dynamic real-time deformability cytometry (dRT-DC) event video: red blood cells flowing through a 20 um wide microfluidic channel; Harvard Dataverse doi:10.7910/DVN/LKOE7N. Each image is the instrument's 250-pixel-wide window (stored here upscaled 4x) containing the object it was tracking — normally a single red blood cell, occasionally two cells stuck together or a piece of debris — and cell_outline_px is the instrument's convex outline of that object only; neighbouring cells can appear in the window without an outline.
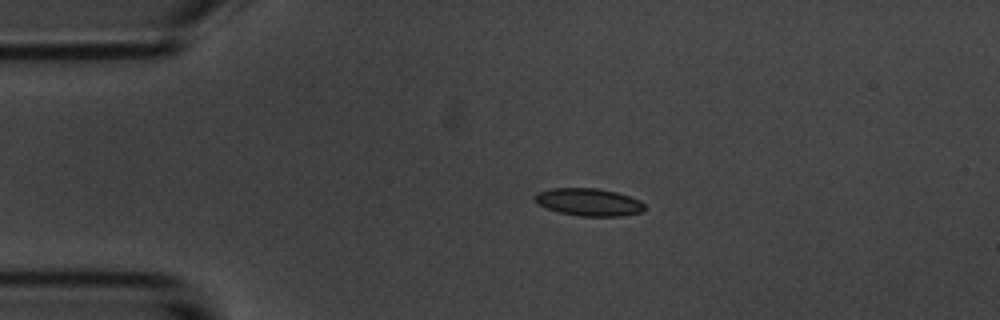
{"species": "common noctule bat (a hibernating species)", "species_latin": "Nyctalus noctula", "temperature_condition": "room temperature", "stored_images_in_passage": 4, "camera_frame_rate_fps": 3000, "um_per_image_px": 0.085, "animal": {"sex": "male", "body_mass_g": 20.1, "forearm_length_mm": 53.5}, "frame": {"image": 1, "passage_image": 3, "time_ms": 2.333, "image_size_px": [1000, 320], "cell_outline_px": [[644, 212], [624, 216], [580, 216], [560, 212], [548, 208], [540, 204], [532, 196], [536, 192], [552, 188], [596, 188], [616, 192], [640, 200], [644, 204]], "centroid_in_image_um": [50.07, 17.18], "position_along_channel_um": 34.9, "area_um2": 17.57}}